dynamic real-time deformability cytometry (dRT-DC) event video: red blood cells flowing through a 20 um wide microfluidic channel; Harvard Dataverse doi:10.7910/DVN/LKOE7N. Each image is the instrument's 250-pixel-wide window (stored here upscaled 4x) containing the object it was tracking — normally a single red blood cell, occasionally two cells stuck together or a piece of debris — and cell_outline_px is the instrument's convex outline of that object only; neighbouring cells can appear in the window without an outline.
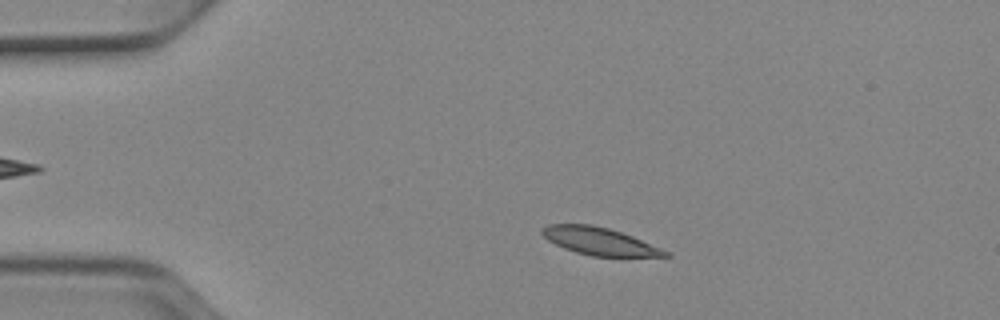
{"species": "Egyptian fruit bat (a non-hibernating species)", "species_latin": "Rousettus aegyptiacus", "temperature_condition": "cold", "stored_images_in_passage": 49, "camera_frame_rate_fps": 3000, "um_per_image_px": 0.085, "animal": {"sex": "female"}, "frame": {"image": 1, "passage_image": 8, "time_ms": 2.333, "image_size_px": [1000, 320], "cell_outline_px": [[672, 256], [592, 256], [576, 252], [564, 248], [548, 240], [540, 232], [540, 228], [548, 224], [592, 224], [608, 228], [632, 236], [660, 248], [668, 252]], "centroid_in_image_um": [50.9, 20.49], "position_along_channel_um": 34.1, "area_um2": 19.48}}
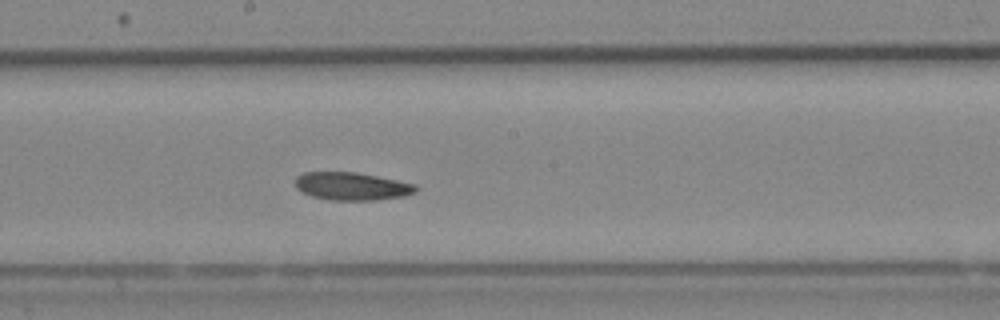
{"frame": {"image": 2, "passage_image": 26, "time_ms": 8.333, "image_size_px": [1000, 320], "cell_outline_px": [[420, 188], [416, 192], [404, 196], [376, 200], [328, 200], [312, 196], [296, 188], [296, 176], [304, 172], [356, 172], [416, 184]], "centroid_in_image_um": [29.93, 15.83], "position_along_channel_um": 218.3, "area_um2": 19.59}}
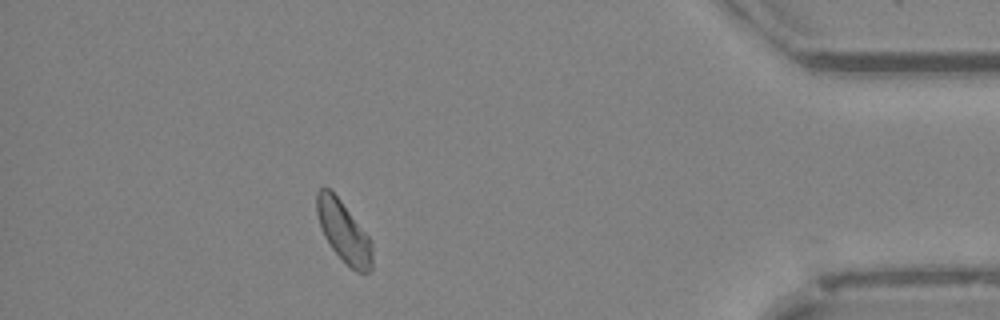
{"frame": {"image": 3, "passage_image": 44, "time_ms": 14.333, "image_size_px": [1000, 320], "cell_outline_px": [[372, 268], [364, 276], [356, 272], [332, 248], [324, 236], [316, 212], [316, 192], [320, 188], [328, 188], [340, 200], [372, 240]], "centroid_in_image_um": [29.23, 19.72], "position_along_channel_um": 406.0, "area_um2": 19.54}, "authors_computed_cell_mechanics": {"area_um2": 20.0566, "velocity_mm_per_s": 3.8774, "shape_relaxation_time_tau1_ms": 3.728, "shape_relaxation_time_tau2_ms": null, "deformation_change_tau1": 0.1045, "deformation_change_tau2": null}}